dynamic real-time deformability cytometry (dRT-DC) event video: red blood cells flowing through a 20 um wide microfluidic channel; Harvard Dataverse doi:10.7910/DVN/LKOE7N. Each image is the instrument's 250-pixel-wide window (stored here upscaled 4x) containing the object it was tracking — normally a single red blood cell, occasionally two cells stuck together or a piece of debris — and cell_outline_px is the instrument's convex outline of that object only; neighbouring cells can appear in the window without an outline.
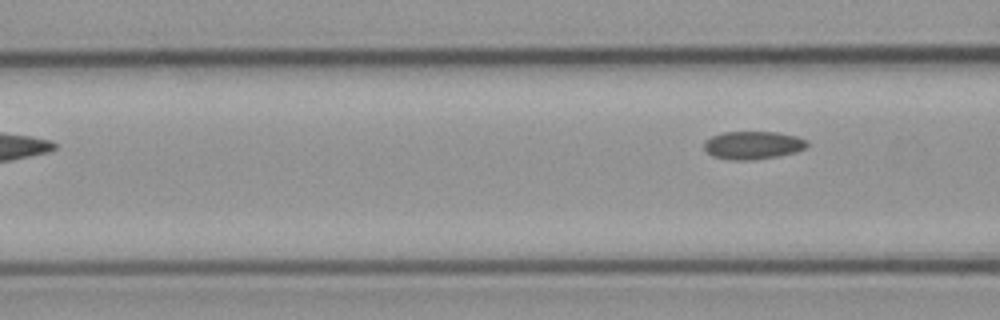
{"species": "common noctule bat (a hibernating species)", "species_latin": "Nyctalus noctula", "temperature_condition": "cold", "stored_images_in_passage": 6, "camera_frame_rate_fps": 3000, "um_per_image_px": 0.085, "animal": {"sex": "male", "body_mass_g": 23.1, "forearm_length_mm": 52.7}, "frame": {"image": 1, "passage_image": 6, "time_ms": 6.667, "image_size_px": [1000, 320], "cell_outline_px": [[808, 144], [804, 148], [796, 152], [776, 156], [752, 160], [732, 160], [712, 156], [704, 148], [704, 140], [712, 136], [724, 132], [780, 132], [796, 136], [808, 140]], "centroid_in_image_um": [64.0, 12.33], "position_along_channel_um": 102.6, "area_um2": 16.82}}